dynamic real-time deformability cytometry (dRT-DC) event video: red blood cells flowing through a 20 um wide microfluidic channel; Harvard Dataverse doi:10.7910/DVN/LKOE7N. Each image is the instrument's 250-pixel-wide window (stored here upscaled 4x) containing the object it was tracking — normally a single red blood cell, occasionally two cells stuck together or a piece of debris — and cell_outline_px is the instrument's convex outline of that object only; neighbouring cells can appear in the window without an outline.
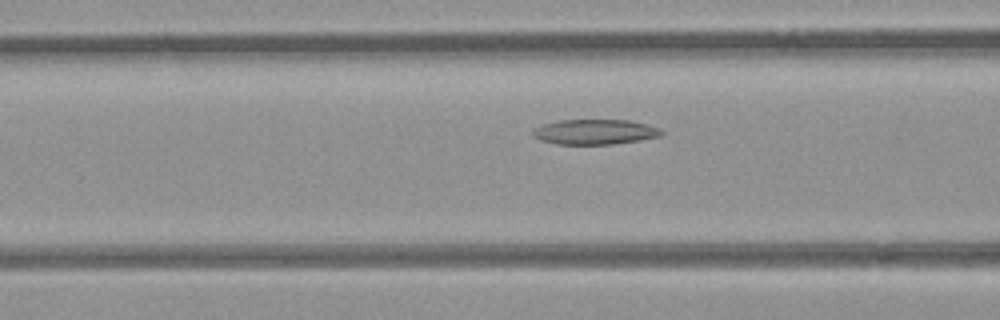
{"species": "common noctule bat (a hibernating species)", "species_latin": "Nyctalus noctula", "temperature_condition": "room temperature", "stored_images_in_passage": 37, "camera_frame_rate_fps": 3000, "um_per_image_px": 0.085, "animal": {"sex": "female", "body_mass_g": 21.9}, "frame": {"image": 1, "passage_image": 5, "time_ms": 1.333, "image_size_px": [1000, 320], "cell_outline_px": [[664, 132], [660, 136], [640, 140], [612, 144], [556, 144], [540, 140], [532, 136], [532, 128], [544, 124], [560, 120], [628, 120], [648, 124], [660, 128]], "centroid_in_image_um": [50.55, 11.21], "position_along_channel_um": 116.0, "area_um2": 18.9}}
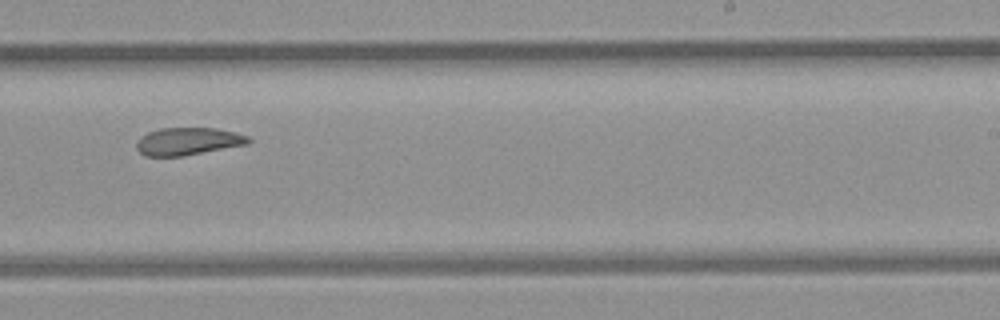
{"frame": {"image": 2, "passage_image": 17, "time_ms": 5.333, "image_size_px": [1000, 320], "cell_outline_px": [[252, 140], [248, 144], [180, 156], [144, 156], [136, 148], [136, 144], [148, 132], [160, 128], [216, 128], [236, 132], [248, 136]], "centroid_in_image_um": [16.01, 12.01], "position_along_channel_um": 273.0, "area_um2": 17.74}}
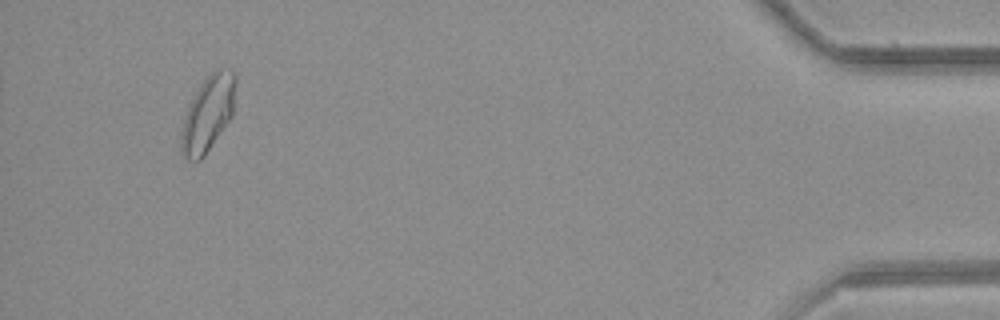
{"frame": {"image": 3, "passage_image": 34, "time_ms": 11.0, "image_size_px": [1000, 320], "cell_outline_px": [[236, 84], [232, 116], [204, 156], [200, 160], [188, 160], [180, 152], [180, 132], [188, 104], [192, 96], [204, 80], [216, 68], [232, 68], [236, 76]], "centroid_in_image_um": [17.67, 9.63], "position_along_channel_um": 417.5, "area_um2": 24.16}, "authors_computed_cell_mechanics": {"area_um2": 18.9006, "velocity_mm_per_s": 3.9265, "shape_relaxation_time_tau1_ms": null, "shape_relaxation_time_tau2_ms": 2.7907, "deformation_change_tau1": null, "deformation_change_tau2": 0.0916}}